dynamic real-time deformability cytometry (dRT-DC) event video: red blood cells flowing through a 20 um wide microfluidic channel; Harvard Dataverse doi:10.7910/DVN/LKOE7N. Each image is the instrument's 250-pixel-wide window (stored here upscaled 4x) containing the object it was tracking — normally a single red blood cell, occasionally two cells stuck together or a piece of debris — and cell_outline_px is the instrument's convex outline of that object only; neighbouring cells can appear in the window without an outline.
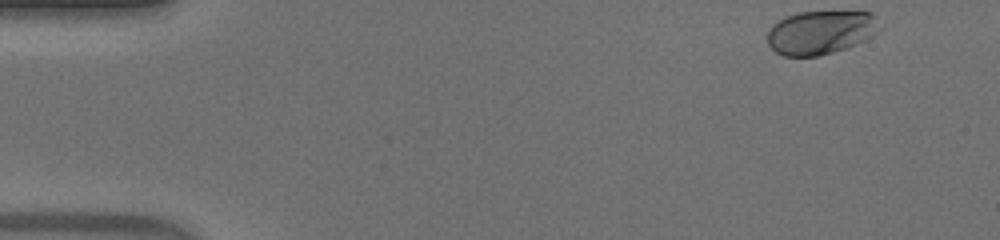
{"species": "human", "species_latin": "Homo sapiens", "temperature_condition": "warm", "stored_images_in_passage": 42, "camera_frame_rate_fps": 3000, "um_per_image_px": 0.085, "donor": {"sex": "male"}, "frame": {"image": 1, "passage_image": 1, "time_ms": 0.0, "image_size_px": [1000, 240], "cell_outline_px": [[876, 32], [872, 36], [856, 44], [832, 52], [816, 56], [784, 56], [776, 52], [768, 44], [768, 28], [776, 20], [784, 16], [796, 12], [872, 12]], "centroid_in_image_um": [69.64, 2.75], "position_along_channel_um": 15.4, "area_um2": 28.15}}
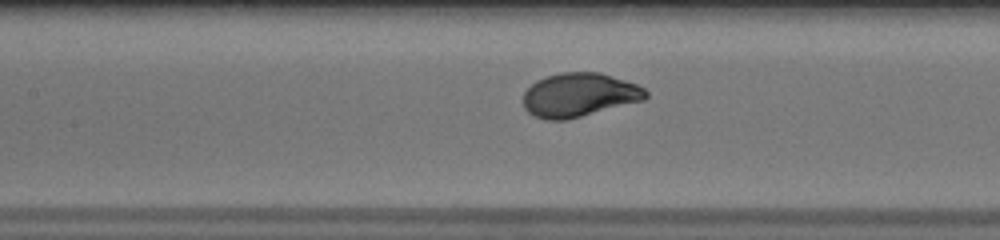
{"frame": {"image": 2, "passage_image": 21, "time_ms": 6.667, "image_size_px": [1000, 240], "cell_outline_px": [[648, 96], [644, 100], [568, 120], [544, 120], [532, 116], [524, 108], [524, 92], [536, 80], [544, 76], [560, 72], [600, 72], [636, 84], [644, 88], [648, 92]], "centroid_in_image_um": [49.21, 8.08], "position_along_channel_um": 158.2, "area_um2": 31.56}}
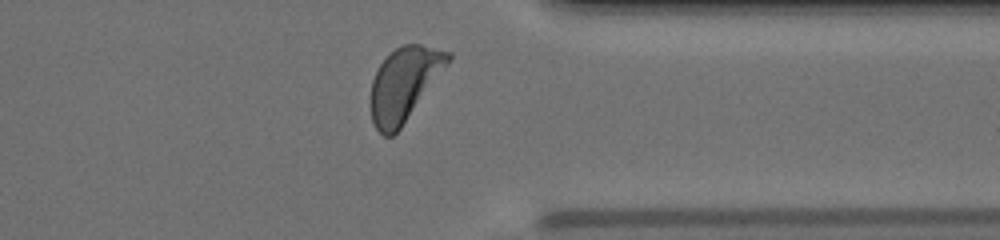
{"frame": {"image": 3, "passage_image": 38, "time_ms": 12.333, "image_size_px": [1000, 240], "cell_outline_px": [[452, 60], [400, 128], [392, 136], [384, 136], [376, 128], [372, 120], [372, 80], [380, 64], [396, 48], [404, 44], [420, 44], [452, 52]], "centroid_in_image_um": [34.4, 7.11], "position_along_channel_um": 377.0, "area_um2": 32.54}, "authors_computed_cell_mechanics": {"area_um2": 30.5473, "velocity_mm_per_s": 3.9462, "shape_relaxation_time_tau1_ms": 1.9682, "shape_relaxation_time_tau2_ms": null, "deformation_change_tau1": 0.1524, "deformation_change_tau2": null}}